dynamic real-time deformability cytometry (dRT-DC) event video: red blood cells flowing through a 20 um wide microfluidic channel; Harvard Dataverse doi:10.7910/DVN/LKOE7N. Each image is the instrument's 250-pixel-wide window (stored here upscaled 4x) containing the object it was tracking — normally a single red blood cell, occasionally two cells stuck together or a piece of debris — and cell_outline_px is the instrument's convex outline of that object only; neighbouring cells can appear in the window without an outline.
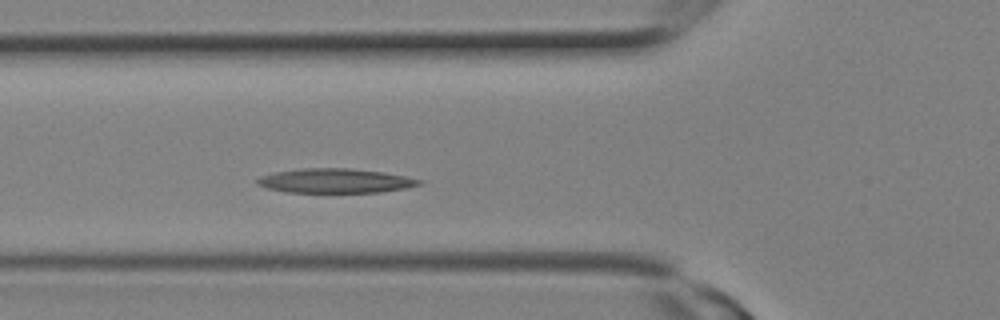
{"species": "Egyptian fruit bat (a non-hibernating species)", "species_latin": "Rousettus aegyptiacus", "temperature_condition": "room temperature", "stored_images_in_passage": 5, "camera_frame_rate_fps": 3000, "um_per_image_px": 0.085, "animal": {"sex": "female"}, "frame": {"image": 1, "passage_image": 5, "time_ms": 1.333, "image_size_px": [1000, 320], "cell_outline_px": [[424, 184], [404, 188], [380, 192], [288, 192], [268, 188], [256, 184], [256, 180], [260, 176], [276, 172], [304, 168], [348, 168], [380, 172], [404, 176], [424, 180]], "centroid_in_image_um": [28.51, 15.37], "position_along_channel_um": 97.3, "area_um2": 22.77}}